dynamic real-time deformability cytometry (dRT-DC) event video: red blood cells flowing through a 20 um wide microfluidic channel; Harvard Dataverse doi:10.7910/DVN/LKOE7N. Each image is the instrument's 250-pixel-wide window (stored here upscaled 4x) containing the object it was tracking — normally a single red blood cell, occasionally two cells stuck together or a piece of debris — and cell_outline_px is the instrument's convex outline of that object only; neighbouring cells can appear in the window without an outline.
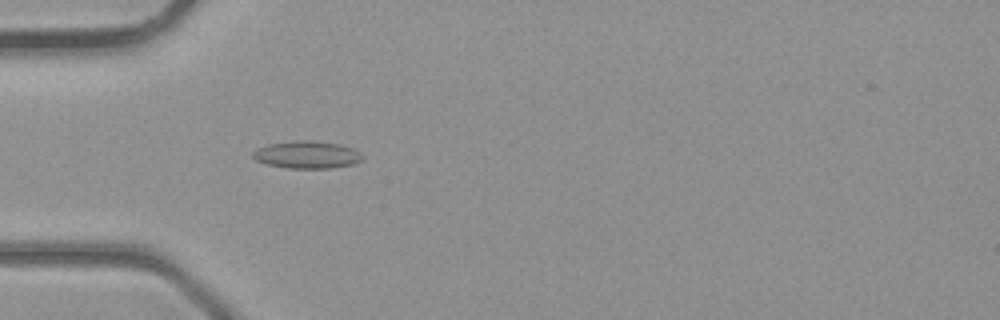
{"species": "common noctule bat (a hibernating species)", "species_latin": "Nyctalus noctula", "temperature_condition": "room temperature", "stored_images_in_passage": 38, "camera_frame_rate_fps": 3000, "um_per_image_px": 0.085, "animal": {"sex": "male", "body_mass_g": 23.1, "forearm_length_mm": 52.7}, "frame": {"image": 1, "passage_image": 11, "time_ms": 3.333, "image_size_px": [1000, 320], "cell_outline_px": [[364, 160], [352, 164], [332, 168], [288, 168], [268, 164], [256, 160], [252, 156], [252, 152], [256, 148], [268, 144], [304, 140], [308, 140], [340, 144], [352, 148], [360, 152], [364, 156]], "centroid_in_image_um": [26.12, 13.15], "position_along_channel_um": 58.9, "area_um2": 17.46}}
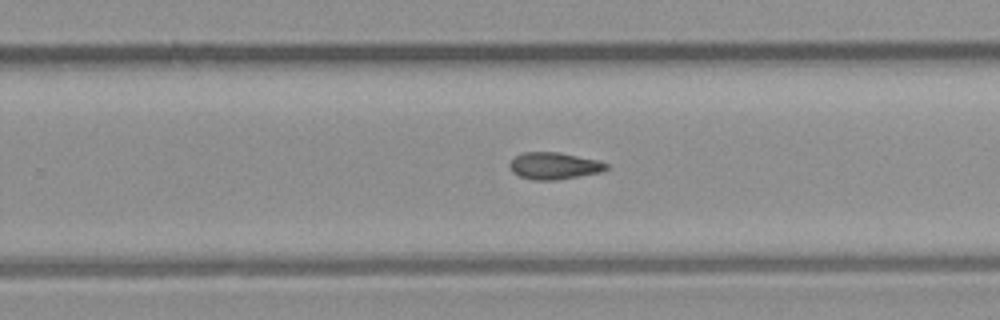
{"frame": {"image": 2, "passage_image": 24, "time_ms": 7.667, "image_size_px": [1000, 320], "cell_outline_px": [[608, 168], [600, 172], [580, 176], [556, 180], [532, 180], [520, 176], [512, 172], [508, 164], [516, 156], [524, 152], [556, 152], [596, 160], [608, 164]], "centroid_in_image_um": [47.07, 14.1], "position_along_channel_um": 282.7, "area_um2": 14.97}}
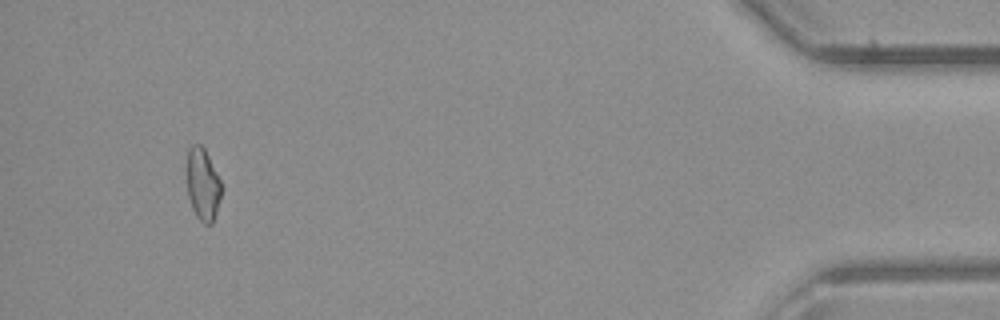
{"frame": {"image": 3, "passage_image": 36, "time_ms": 11.667, "image_size_px": [1000, 320], "cell_outline_px": [[220, 196], [216, 212], [212, 224], [204, 224], [196, 216], [192, 208], [188, 196], [188, 148], [192, 144], [200, 144], [204, 148], [220, 180]], "centroid_in_image_um": [17.23, 15.68], "position_along_channel_um": 418.0, "area_um2": 14.1}}